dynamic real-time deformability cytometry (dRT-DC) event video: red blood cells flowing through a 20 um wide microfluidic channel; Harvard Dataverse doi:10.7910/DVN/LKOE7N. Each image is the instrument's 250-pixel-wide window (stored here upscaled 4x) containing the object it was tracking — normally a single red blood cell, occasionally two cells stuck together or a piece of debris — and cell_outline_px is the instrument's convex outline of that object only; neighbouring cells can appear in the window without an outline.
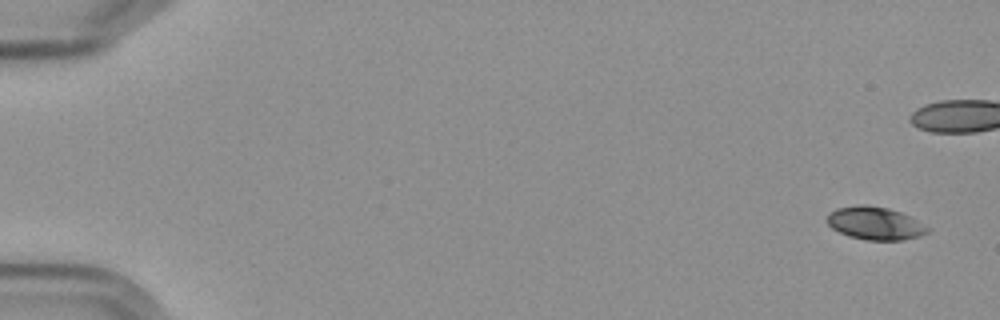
{"species": "Egyptian fruit bat (a non-hibernating species)", "species_latin": "Rousettus aegyptiacus", "temperature_condition": "cold", "stored_images_in_passage": 7, "camera_frame_rate_fps": 3000, "um_per_image_px": 0.085, "frame": {"image": 1, "passage_image": 1, "time_ms": 0.0, "image_size_px": [1000, 320], "cell_outline_px": [[932, 228], [928, 232], [920, 236], [904, 240], [864, 240], [848, 236], [832, 228], [824, 220], [828, 212], [836, 208], [860, 204], [864, 204], [888, 208], [912, 216]], "centroid_in_image_um": [74.39, 18.97], "position_along_channel_um": 10.6, "area_um2": 19.77}}